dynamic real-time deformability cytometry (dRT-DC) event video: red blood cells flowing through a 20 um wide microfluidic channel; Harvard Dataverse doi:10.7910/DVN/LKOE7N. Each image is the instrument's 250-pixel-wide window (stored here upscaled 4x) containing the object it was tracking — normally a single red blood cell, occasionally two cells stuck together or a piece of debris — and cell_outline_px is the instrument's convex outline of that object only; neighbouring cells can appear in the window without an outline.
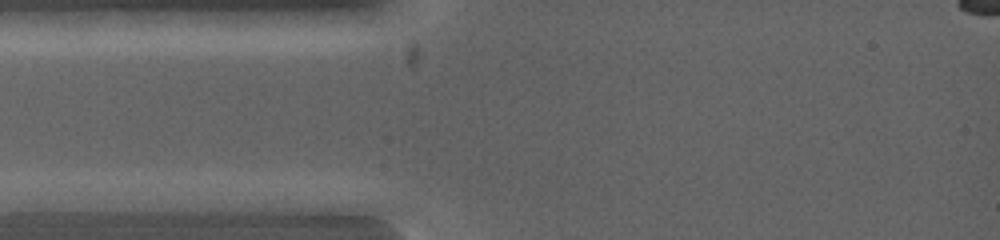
{"species": "common noctule bat (a hibernating species)", "species_latin": "Nyctalus noctula", "temperature_condition": "warm", "stored_images_in_passage": 4, "camera_frame_rate_fps": 5000, "um_per_image_px": 0.085, "animal": {"sex": "female", "body_mass_g": 19.0, "forearm_length_mm": 53.3}, "frame": {"image": 1, "passage_image": 1, "time_ms": 0.0, "image_size_px": [1000, 240], "cell_outline_px": [[224, 200], [172, 208], [140, 212], [60, 200], [76, 192], [204, 192]], "centroid_in_image_um": [12.03, 16.99], "position_along_channel_um": 73.0, "area_um2": 15.72}}